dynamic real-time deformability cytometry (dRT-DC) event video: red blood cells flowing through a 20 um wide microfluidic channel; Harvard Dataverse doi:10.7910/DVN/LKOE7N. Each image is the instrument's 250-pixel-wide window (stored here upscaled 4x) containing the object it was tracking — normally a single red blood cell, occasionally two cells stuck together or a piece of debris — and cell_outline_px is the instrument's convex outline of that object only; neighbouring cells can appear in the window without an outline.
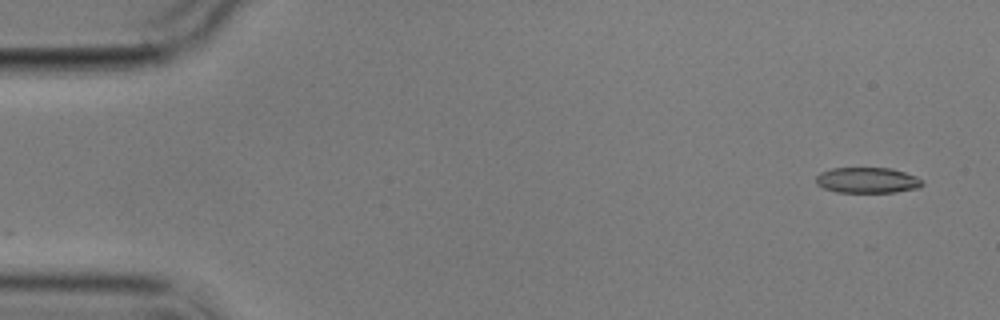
{"species": "common noctule bat (a hibernating species)", "species_latin": "Nyctalus noctula", "temperature_condition": "cold", "stored_images_in_passage": 4, "camera_frame_rate_fps": 3000, "um_per_image_px": 0.085, "animal": {"sex": "male", "body_mass_g": 17.9}, "frame": {"image": 1, "passage_image": 1, "time_ms": 0.0, "image_size_px": [1000, 320], "cell_outline_px": [[924, 184], [920, 188], [896, 192], [836, 192], [824, 188], [816, 184], [816, 176], [820, 172], [832, 168], [892, 168], [916, 176], [924, 180]], "centroid_in_image_um": [73.75, 15.32], "position_along_channel_um": 11.2, "area_um2": 16.07}}
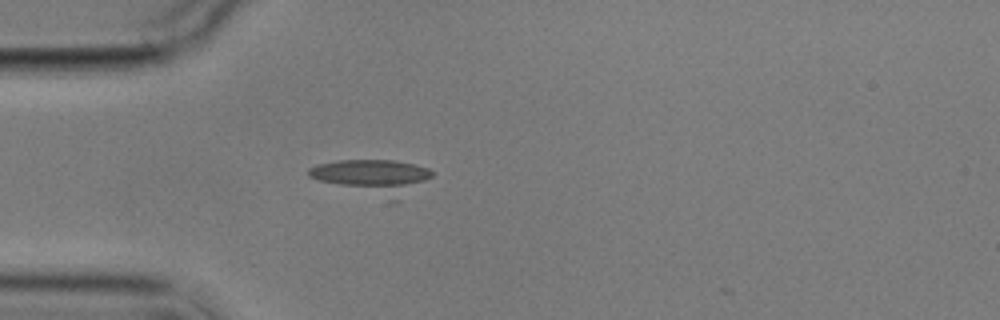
{"frame": {"image": 2, "passage_image": 4, "time_ms": 4.333, "image_size_px": [1000, 320], "cell_outline_px": [[432, 176], [396, 204], [388, 204], [308, 176], [308, 168], [316, 164], [340, 160], [396, 160], [416, 164], [428, 168], [432, 172]], "centroid_in_image_um": [31.73, 15.1], "position_along_channel_um": 53.3, "area_um2": 25.89}}